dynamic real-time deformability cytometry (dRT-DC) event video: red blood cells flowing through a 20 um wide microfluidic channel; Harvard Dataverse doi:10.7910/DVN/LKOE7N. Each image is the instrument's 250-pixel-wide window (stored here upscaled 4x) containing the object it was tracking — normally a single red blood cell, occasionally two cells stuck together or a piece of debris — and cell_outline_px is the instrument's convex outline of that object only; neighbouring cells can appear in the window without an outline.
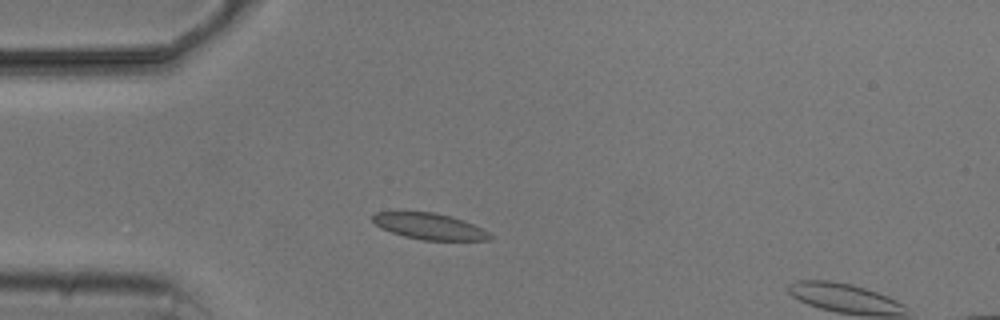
{"species": "common noctule bat (a hibernating species)", "species_latin": "Nyctalus noctula", "temperature_condition": "cold", "stored_images_in_passage": 3, "camera_frame_rate_fps": 3000, "um_per_image_px": 0.085, "animal": {"sex": "male", "body_mass_g": 20.5, "forearm_length_mm": 52.5}, "frame": {"image": 1, "passage_image": 2, "time_ms": 2.0, "image_size_px": [1000, 320], "cell_outline_px": [[492, 240], [424, 240], [404, 236], [380, 228], [372, 220], [372, 216], [376, 212], [436, 212], [452, 216], [464, 220], [484, 228], [492, 236]], "centroid_in_image_um": [36.54, 19.23], "position_along_channel_um": 48.5, "area_um2": 17.98}}